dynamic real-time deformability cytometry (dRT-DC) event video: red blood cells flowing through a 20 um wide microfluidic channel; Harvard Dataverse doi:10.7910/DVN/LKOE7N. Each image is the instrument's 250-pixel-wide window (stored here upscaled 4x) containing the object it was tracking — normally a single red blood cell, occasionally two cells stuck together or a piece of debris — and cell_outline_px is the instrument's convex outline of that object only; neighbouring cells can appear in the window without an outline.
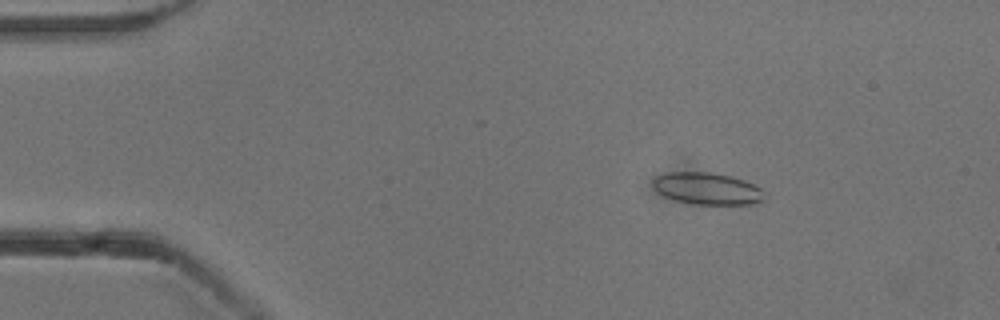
{"species": "common noctule bat (a hibernating species)", "species_latin": "Nyctalus noctula", "temperature_condition": "cold", "stored_images_in_passage": 48, "camera_frame_rate_fps": 3000, "um_per_image_px": 0.085, "animal": {"sex": "male", "body_mass_g": 13.3}, "frame": {"image": 1, "passage_image": 3, "time_ms": 0.667, "image_size_px": [1000, 320], "cell_outline_px": [[764, 200], [752, 204], [692, 204], [676, 200], [664, 196], [652, 184], [652, 180], [656, 176], [664, 172], [708, 172], [732, 176], [744, 180], [760, 188]], "centroid_in_image_um": [60.08, 16.02], "position_along_channel_um": 24.9, "area_um2": 20.58}}
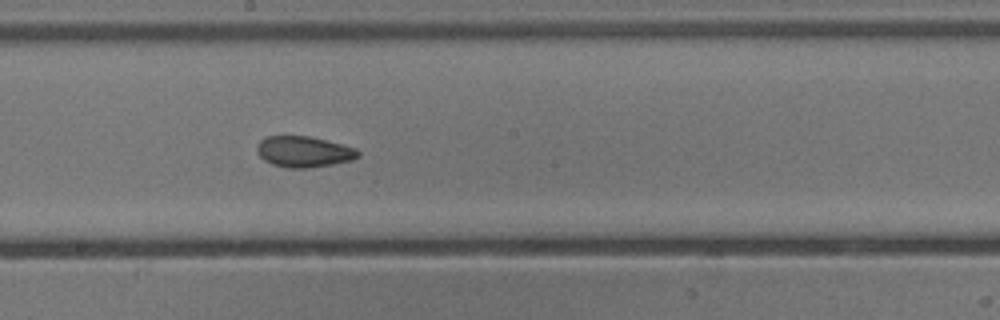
{"frame": {"image": 2, "passage_image": 24, "time_ms": 7.667, "image_size_px": [1000, 320], "cell_outline_px": [[360, 156], [352, 160], [332, 164], [304, 168], [292, 168], [272, 164], [264, 160], [256, 152], [256, 148], [260, 140], [268, 136], [308, 136], [356, 148], [360, 152]], "centroid_in_image_um": [25.81, 12.89], "position_along_channel_um": 222.4, "area_um2": 18.03}}
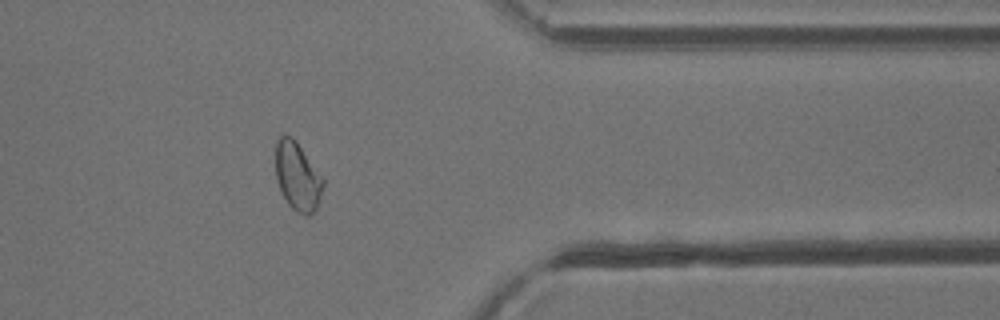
{"frame": {"image": 3, "passage_image": 38, "time_ms": 12.333, "image_size_px": [1000, 320], "cell_outline_px": [[324, 184], [316, 208], [308, 216], [304, 216], [296, 212], [288, 204], [276, 180], [276, 140], [280, 136], [292, 136], [296, 140], [324, 180]], "centroid_in_image_um": [25.28, 15.0], "position_along_channel_um": 386.1, "area_um2": 18.73}, "authors_computed_cell_mechanics": {"area_um2": 18.9584, "velocity_mm_per_s": 3.846, "shape_relaxation_time_tau1_ms": null, "shape_relaxation_time_tau2_ms": 3.281, "deformation_change_tau1": null, "deformation_change_tau2": 0.0714}}